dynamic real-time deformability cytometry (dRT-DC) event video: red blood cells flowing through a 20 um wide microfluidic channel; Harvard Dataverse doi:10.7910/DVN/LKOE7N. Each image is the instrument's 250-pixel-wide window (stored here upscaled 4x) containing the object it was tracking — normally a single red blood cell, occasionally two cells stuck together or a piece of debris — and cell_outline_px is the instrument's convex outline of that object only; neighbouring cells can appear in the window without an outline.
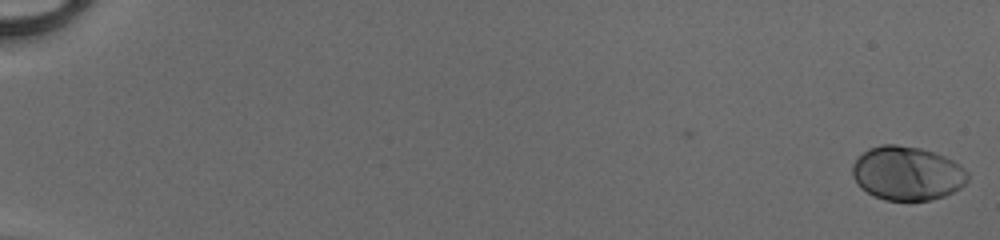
{"species": "human", "species_latin": "Homo sapiens", "temperature_condition": "cold", "stored_images_in_passage": 2, "camera_frame_rate_fps": 3000, "um_per_image_px": 0.085, "donor": {"sex": "male"}, "frame": {"image": 1, "passage_image": 1, "time_ms": 0.0, "image_size_px": [1000, 240], "cell_outline_px": [[968, 180], [960, 188], [944, 196], [932, 200], [884, 200], [860, 188], [852, 176], [852, 164], [868, 148], [880, 144], [896, 144], [920, 148], [944, 156], [960, 164], [968, 172]], "centroid_in_image_um": [77.1, 14.73], "position_along_channel_um": 7.9, "area_um2": 36.3}}